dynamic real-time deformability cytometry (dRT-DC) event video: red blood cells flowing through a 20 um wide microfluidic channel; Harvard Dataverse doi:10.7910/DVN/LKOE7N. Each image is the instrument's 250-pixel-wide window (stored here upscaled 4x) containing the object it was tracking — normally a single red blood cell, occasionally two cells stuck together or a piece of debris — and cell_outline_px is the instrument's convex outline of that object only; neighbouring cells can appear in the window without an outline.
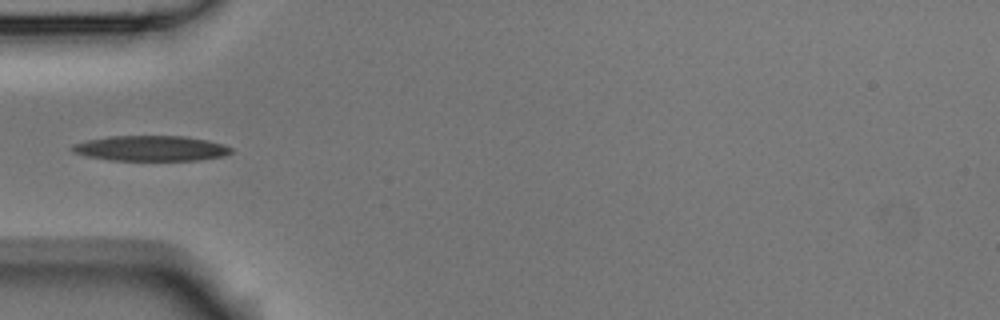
{"species": "Egyptian fruit bat (a non-hibernating species)", "species_latin": "Rousettus aegyptiacus", "temperature_condition": "room temperature", "stored_images_in_passage": 1, "camera_frame_rate_fps": 3000, "um_per_image_px": 0.085, "animal": {"sex": "male"}, "frame": {"image": 1, "passage_image": 1, "time_ms": 0.0, "image_size_px": [1000, 320], "cell_outline_px": [[232, 152], [224, 156], [200, 160], [108, 160], [88, 156], [72, 152], [68, 148], [72, 144], [88, 140], [108, 136], [184, 136], [208, 140], [224, 144], [232, 148]], "centroid_in_image_um": [12.81, 12.61], "position_along_channel_um": 72.2, "area_um2": 23.58}}